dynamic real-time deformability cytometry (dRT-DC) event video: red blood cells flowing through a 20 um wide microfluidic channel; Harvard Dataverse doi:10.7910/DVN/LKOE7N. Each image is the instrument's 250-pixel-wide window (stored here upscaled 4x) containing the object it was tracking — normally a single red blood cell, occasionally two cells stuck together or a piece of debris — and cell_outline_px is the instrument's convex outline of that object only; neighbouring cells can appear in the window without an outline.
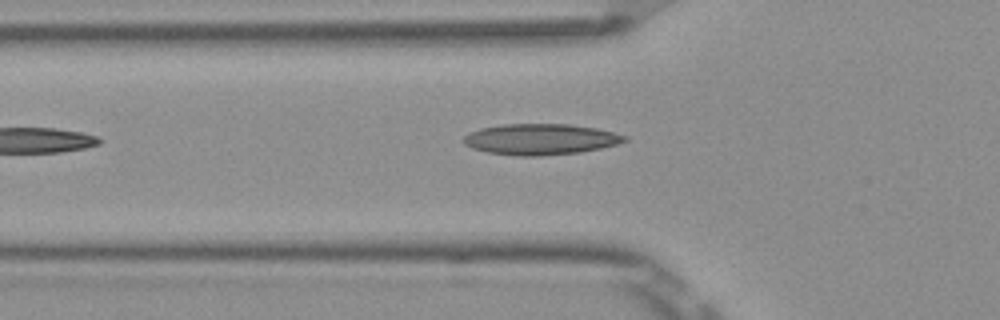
{"species": "Egyptian fruit bat (a non-hibernating species)", "species_latin": "Rousettus aegyptiacus", "temperature_condition": "room temperature", "stored_images_in_passage": 6, "camera_frame_rate_fps": 3000, "um_per_image_px": 0.085, "frame": {"image": 1, "passage_image": 6, "time_ms": 1.667, "image_size_px": [1000, 320], "cell_outline_px": [[628, 140], [616, 144], [600, 148], [580, 152], [540, 156], [520, 156], [488, 152], [472, 148], [464, 144], [464, 136], [468, 132], [480, 128], [504, 124], [568, 124], [596, 128], [628, 136]], "centroid_in_image_um": [45.93, 11.83], "position_along_channel_um": 79.9, "area_um2": 28.96}}